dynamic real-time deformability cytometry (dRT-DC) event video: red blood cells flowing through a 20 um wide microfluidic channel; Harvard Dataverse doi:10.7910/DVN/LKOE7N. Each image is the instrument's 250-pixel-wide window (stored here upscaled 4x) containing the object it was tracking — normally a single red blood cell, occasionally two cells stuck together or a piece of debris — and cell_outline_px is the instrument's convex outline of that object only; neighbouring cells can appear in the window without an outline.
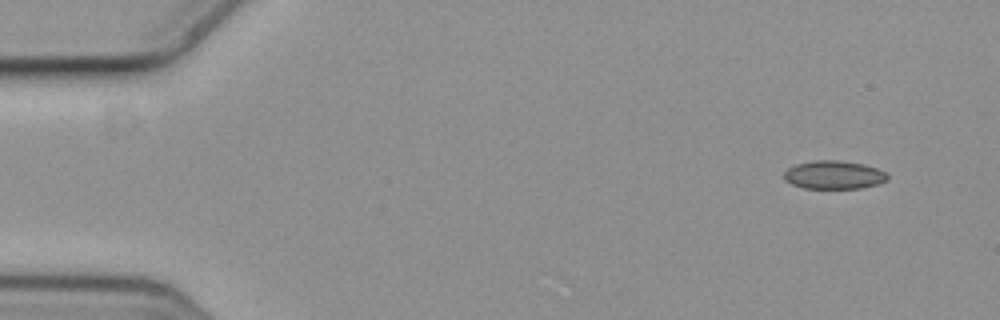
{"species": "common noctule bat (a hibernating species)", "species_latin": "Nyctalus noctula", "temperature_condition": "cold", "stored_images_in_passage": 4, "camera_frame_rate_fps": 3000, "um_per_image_px": 0.085, "animal": {"sex": "female", "body_mass_g": 19.3, "forearm_length_mm": 54.1}, "frame": {"image": 1, "passage_image": 1, "time_ms": 0.0, "image_size_px": [1000, 320], "cell_outline_px": [[888, 180], [876, 184], [860, 188], [804, 188], [792, 184], [784, 180], [784, 172], [788, 168], [796, 164], [816, 160], [836, 160], [864, 164], [888, 172]], "centroid_in_image_um": [70.89, 14.86], "position_along_channel_um": 14.1, "area_um2": 17.05}}